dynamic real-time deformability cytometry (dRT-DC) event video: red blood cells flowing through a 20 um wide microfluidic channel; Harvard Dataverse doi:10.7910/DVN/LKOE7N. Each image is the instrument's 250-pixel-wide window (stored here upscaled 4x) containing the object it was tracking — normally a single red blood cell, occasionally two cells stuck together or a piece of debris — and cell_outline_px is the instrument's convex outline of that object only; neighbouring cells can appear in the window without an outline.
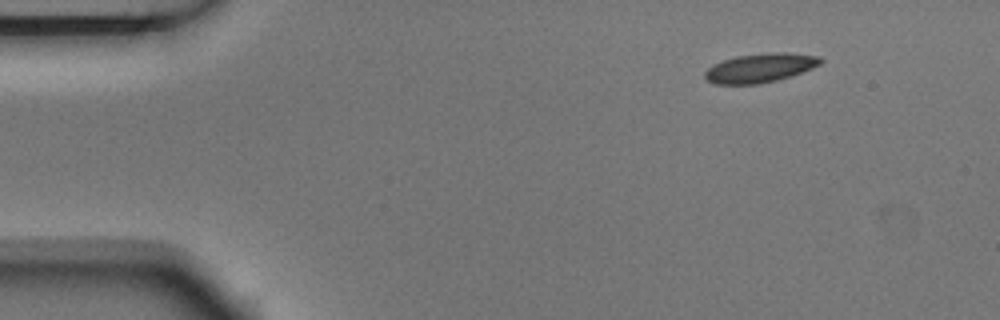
{"species": "Egyptian fruit bat (a non-hibernating species)", "species_latin": "Rousettus aegyptiacus", "temperature_condition": "room temperature", "stored_images_in_passage": 5, "segment_of_instrument_passage": [2, 2], "camera_frame_rate_fps": 3000, "um_per_image_px": 0.085, "animal": {"sex": "male"}, "frame": {"image": 1, "passage_image": 5, "time_ms": 1.333, "image_size_px": [1000, 320], "cell_outline_px": [[824, 60], [820, 64], [812, 68], [792, 76], [760, 84], [716, 84], [708, 80], [704, 76], [704, 72], [712, 64], [736, 56], [768, 52], [788, 52], [820, 56]], "centroid_in_image_um": [64.63, 5.76], "position_along_channel_um": 20.4, "area_um2": 19.71}}